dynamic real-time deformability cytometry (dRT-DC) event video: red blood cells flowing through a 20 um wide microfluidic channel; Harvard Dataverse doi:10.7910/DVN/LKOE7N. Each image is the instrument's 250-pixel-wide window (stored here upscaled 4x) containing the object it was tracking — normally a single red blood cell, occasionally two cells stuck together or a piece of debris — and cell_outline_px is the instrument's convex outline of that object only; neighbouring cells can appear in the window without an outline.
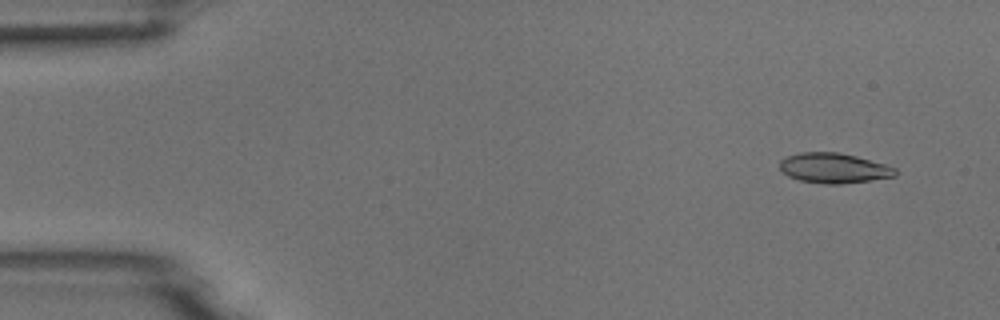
{"species": "common noctule bat (a hibernating species)", "species_latin": "Nyctalus noctula", "temperature_condition": "room temperature", "stored_images_in_passage": 53, "camera_frame_rate_fps": 3000, "um_per_image_px": 0.085, "animal": {"sex": "male", "body_mass_g": 18.8}, "frame": {"image": 1, "passage_image": 4, "time_ms": 1.0, "image_size_px": [1000, 320], "cell_outline_px": [[896, 176], [840, 184], [824, 184], [800, 180], [788, 176], [780, 168], [780, 160], [788, 156], [800, 152], [836, 152], [856, 156], [884, 164], [896, 168]], "centroid_in_image_um": [70.86, 14.28], "position_along_channel_um": 14.1, "area_um2": 20.0}}
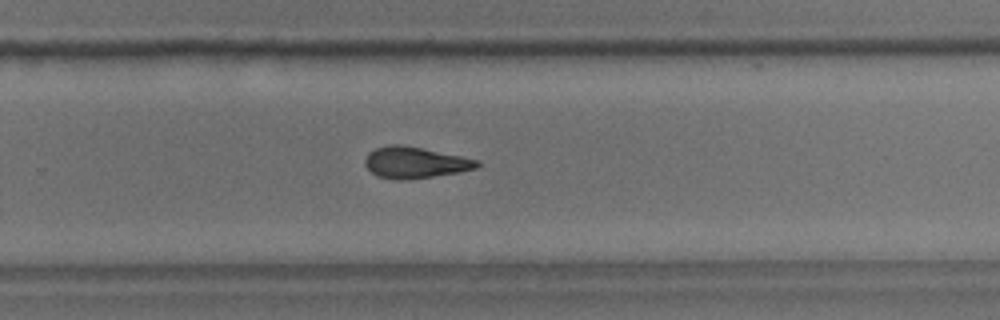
{"frame": {"image": 2, "passage_image": 35, "time_ms": 11.333, "image_size_px": [1000, 320], "cell_outline_px": [[480, 164], [476, 168], [460, 172], [408, 180], [396, 180], [376, 176], [364, 164], [364, 160], [368, 152], [376, 148], [388, 144], [404, 144], [480, 160]], "centroid_in_image_um": [35.26, 13.81], "position_along_channel_um": 294.5, "area_um2": 20.69}}
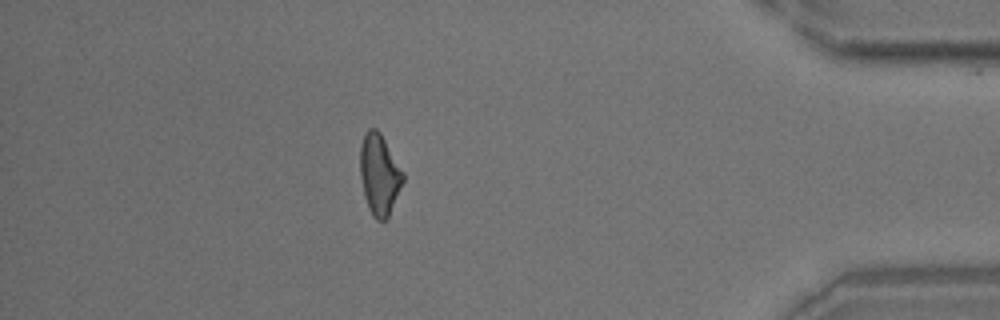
{"frame": {"image": 3, "passage_image": 47, "time_ms": 15.333, "image_size_px": [1000, 320], "cell_outline_px": [[404, 180], [388, 220], [376, 220], [372, 216], [368, 208], [364, 196], [360, 176], [360, 144], [364, 132], [368, 128], [376, 128], [380, 132], [404, 172]], "centroid_in_image_um": [32.24, 14.84], "position_along_channel_um": 403.0, "area_um2": 20.58}}